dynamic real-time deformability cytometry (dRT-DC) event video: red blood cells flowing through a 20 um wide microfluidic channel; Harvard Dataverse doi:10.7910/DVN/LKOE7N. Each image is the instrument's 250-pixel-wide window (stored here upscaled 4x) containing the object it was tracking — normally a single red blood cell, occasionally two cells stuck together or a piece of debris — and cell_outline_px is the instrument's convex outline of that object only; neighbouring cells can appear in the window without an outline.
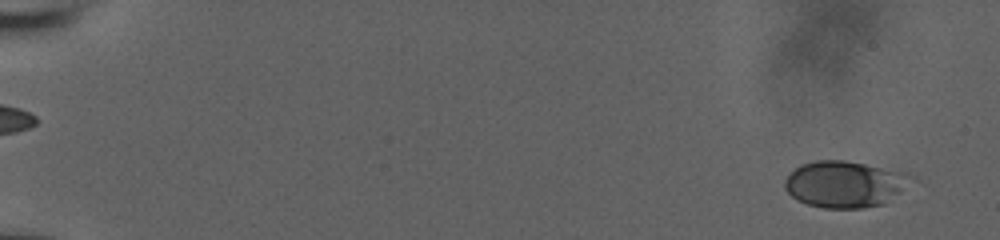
{"species": "human", "species_latin": "Homo sapiens", "temperature_condition": "room temperature", "stored_images_in_passage": 54, "camera_frame_rate_fps": 3000, "um_per_image_px": 0.085, "donor": {"sex": "male"}, "frame": {"image": 1, "passage_image": 1, "time_ms": 0.0, "image_size_px": [1000, 240], "cell_outline_px": [[916, 176], [900, 192], [884, 204], [860, 208], [824, 208], [808, 204], [796, 200], [784, 188], [784, 180], [800, 164], [816, 160], [844, 160], [908, 172]], "centroid_in_image_um": [71.82, 15.64], "position_along_channel_um": 13.2, "area_um2": 34.33}}
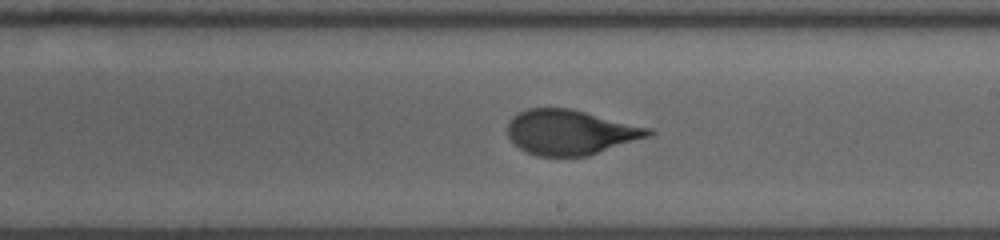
{"frame": {"image": 2, "passage_image": 33, "time_ms": 10.667, "image_size_px": [1000, 240], "cell_outline_px": [[656, 132], [652, 136], [588, 156], [536, 156], [512, 144], [508, 136], [508, 124], [512, 116], [528, 108], [572, 108], [652, 128]], "centroid_in_image_um": [48.53, 11.24], "position_along_channel_um": 240.5, "area_um2": 37.34}}
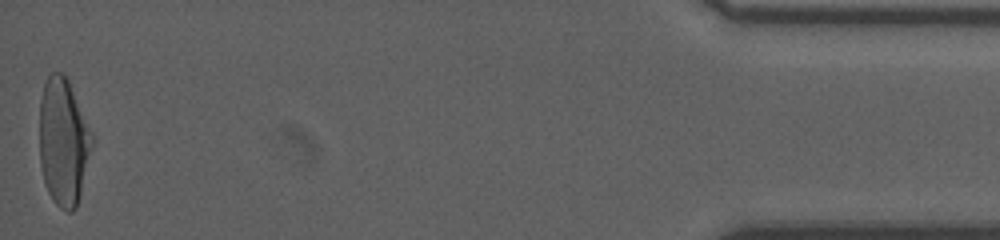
{"frame": {"image": 3, "passage_image": 54, "time_ms": 17.667, "image_size_px": [1000, 240], "cell_outline_px": [[92, 148], [80, 196], [76, 208], [72, 212], [68, 212], [60, 208], [52, 200], [44, 184], [40, 164], [40, 100], [44, 84], [48, 76], [52, 72], [64, 72], [68, 80], [92, 132]], "centroid_in_image_um": [5.38, 12.08], "position_along_channel_um": 429.8, "area_um2": 39.07}, "authors_computed_cell_mechanics": {"area_um2": 36.6741, "velocity_mm_per_s": 3.8772, "shape_relaxation_time_tau1_ms": 4.4046, "shape_relaxation_time_tau2_ms": null, "deformation_change_tau1": 0.184, "deformation_change_tau2": null}}